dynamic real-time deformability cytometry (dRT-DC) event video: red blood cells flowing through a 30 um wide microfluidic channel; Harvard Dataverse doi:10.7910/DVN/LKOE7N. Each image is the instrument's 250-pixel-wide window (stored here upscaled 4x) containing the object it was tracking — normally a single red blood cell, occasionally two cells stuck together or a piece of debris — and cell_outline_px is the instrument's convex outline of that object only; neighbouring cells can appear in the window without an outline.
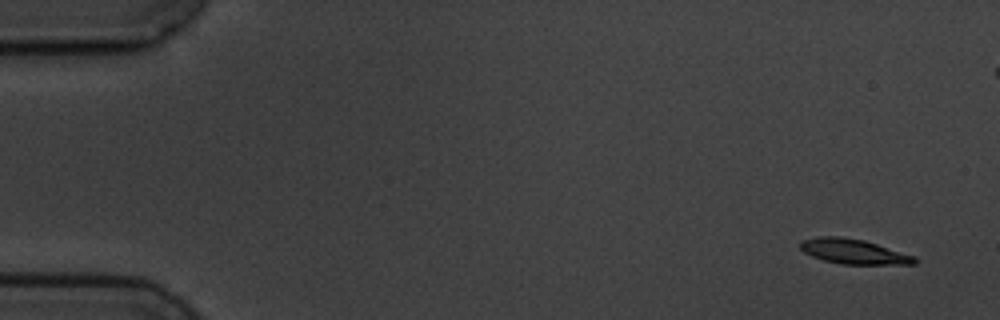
{"species": "common noctule bat (a hibernating species)", "species_latin": "Nyctalus noctula", "temperature_condition": "cold", "stored_images_in_passage": 5, "camera_frame_rate_fps": 3000, "um_per_image_px": 0.085, "animal": {"sex": "male", "body_mass_g": 19.5, "forearm_length_mm": 54.6}, "frame": {"image": 1, "passage_image": 1, "time_ms": 0.0, "image_size_px": [1000, 320], "cell_outline_px": [[920, 260], [916, 264], [844, 264], [824, 260], [812, 256], [804, 252], [800, 248], [800, 240], [816, 236], [840, 236], [864, 240], [916, 256]], "centroid_in_image_um": [72.57, 21.37], "position_along_channel_um": 12.4, "area_um2": 16.7}}